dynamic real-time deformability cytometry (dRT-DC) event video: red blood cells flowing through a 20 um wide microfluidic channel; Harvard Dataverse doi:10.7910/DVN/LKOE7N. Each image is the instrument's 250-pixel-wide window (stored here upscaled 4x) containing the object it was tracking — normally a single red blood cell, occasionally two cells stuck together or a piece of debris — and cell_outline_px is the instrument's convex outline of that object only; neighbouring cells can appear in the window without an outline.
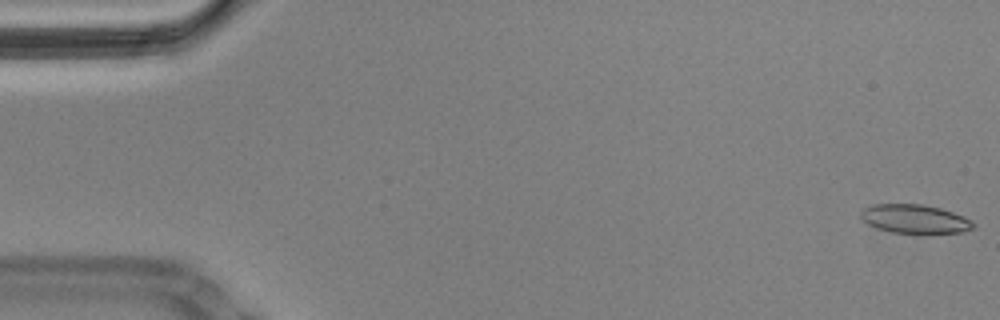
{"species": "Egyptian fruit bat (a non-hibernating species)", "species_latin": "Rousettus aegyptiacus", "temperature_condition": "cold", "stored_images_in_passage": 17, "camera_frame_rate_fps": 3000, "um_per_image_px": 0.085, "animal": {"sex": "male"}, "frame": {"image": 1, "passage_image": 1, "time_ms": 0.0, "image_size_px": [1000, 320], "cell_outline_px": [[976, 228], [964, 232], [892, 232], [876, 228], [868, 224], [860, 216], [860, 212], [864, 208], [872, 204], [920, 204], [940, 208], [964, 216], [972, 220], [976, 224]], "centroid_in_image_um": [77.78, 18.6], "position_along_channel_um": 7.2, "area_um2": 18.73}}
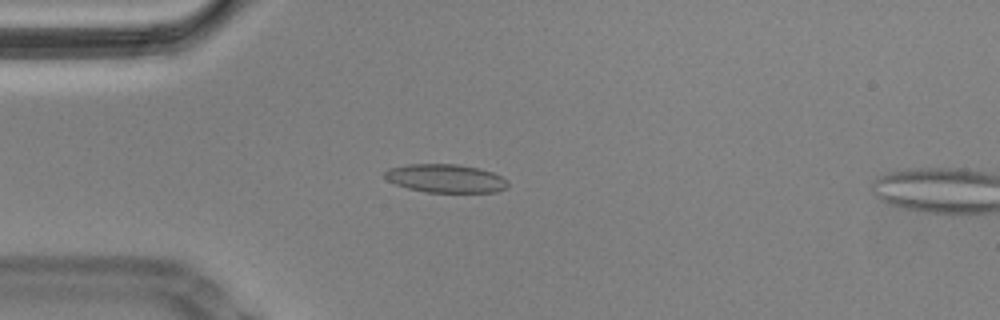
{"frame": {"image": 2, "passage_image": 15, "time_ms": 4.667, "image_size_px": [1000, 320], "cell_outline_px": [[508, 184], [504, 188], [496, 192], [428, 192], [408, 188], [396, 184], [388, 180], [384, 176], [384, 172], [388, 168], [408, 164], [456, 164], [476, 168], [492, 172], [508, 180]], "centroid_in_image_um": [37.85, 15.16], "position_along_channel_um": 47.1, "area_um2": 20.17}}